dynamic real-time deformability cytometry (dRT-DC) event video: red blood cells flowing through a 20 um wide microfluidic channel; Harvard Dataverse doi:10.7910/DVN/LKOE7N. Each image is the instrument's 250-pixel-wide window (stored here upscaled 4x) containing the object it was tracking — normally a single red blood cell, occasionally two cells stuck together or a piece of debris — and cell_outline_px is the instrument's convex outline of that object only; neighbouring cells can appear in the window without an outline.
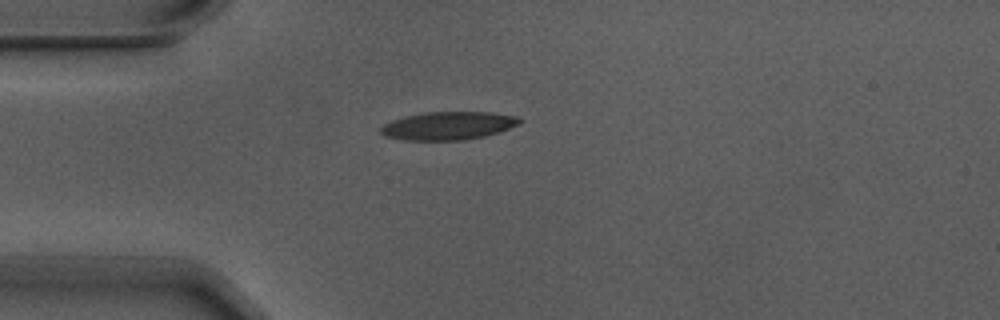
{"species": "Egyptian fruit bat (a non-hibernating species)", "species_latin": "Rousettus aegyptiacus", "temperature_condition": "warm", "stored_images_in_passage": 2, "camera_frame_rate_fps": 3000, "um_per_image_px": 0.085, "animal": {"sex": "male"}, "frame": {"image": 1, "passage_image": 1, "time_ms": 0.0, "image_size_px": [1000, 320], "cell_outline_px": [[520, 124], [500, 132], [484, 136], [464, 140], [404, 140], [384, 136], [380, 132], [380, 128], [384, 124], [392, 120], [424, 112], [492, 112], [516, 116], [520, 120]], "centroid_in_image_um": [38.1, 10.69], "position_along_channel_um": 46.9, "area_um2": 22.72}}